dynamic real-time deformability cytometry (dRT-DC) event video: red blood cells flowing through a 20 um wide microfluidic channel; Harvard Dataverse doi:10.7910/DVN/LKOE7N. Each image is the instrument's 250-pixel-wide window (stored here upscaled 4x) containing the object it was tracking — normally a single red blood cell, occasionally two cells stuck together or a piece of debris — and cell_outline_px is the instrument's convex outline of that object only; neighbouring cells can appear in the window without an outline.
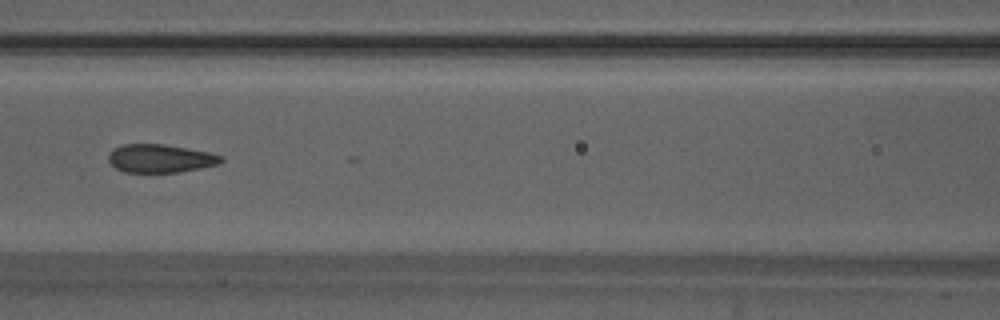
{"species": "Egyptian fruit bat (a non-hibernating species)", "species_latin": "Rousettus aegyptiacus", "temperature_condition": "warm", "stored_images_in_passage": 29, "camera_frame_rate_fps": 3000, "um_per_image_px": 0.085, "animal": {"sex": "male"}, "frame": {"image": 1, "passage_image": 20, "time_ms": 6.333, "image_size_px": [1000, 320], "cell_outline_px": [[224, 160], [220, 164], [180, 172], [124, 172], [116, 168], [108, 160], [108, 156], [112, 148], [124, 144], [164, 144], [208, 152], [224, 156]], "centroid_in_image_um": [13.64, 13.46], "position_along_channel_um": 153.0, "area_um2": 18.61}}